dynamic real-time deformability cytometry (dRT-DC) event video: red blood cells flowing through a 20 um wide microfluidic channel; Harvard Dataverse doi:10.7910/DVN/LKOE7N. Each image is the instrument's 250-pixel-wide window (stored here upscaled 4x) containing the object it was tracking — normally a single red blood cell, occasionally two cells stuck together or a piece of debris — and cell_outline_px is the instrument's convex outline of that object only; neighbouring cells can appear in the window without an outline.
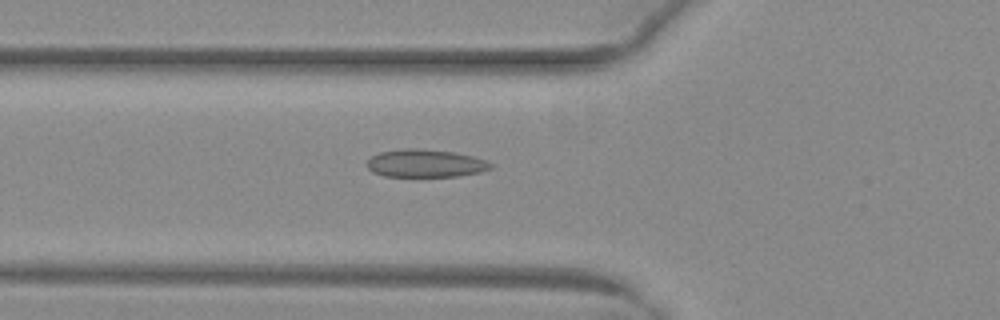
{"species": "common noctule bat (a hibernating species)", "species_latin": "Nyctalus noctula", "temperature_condition": "warm", "stored_images_in_passage": 40, "camera_frame_rate_fps": 3000, "um_per_image_px": 0.085, "animal": {"sex": "female", "body_mass_g": 29.2, "forearm_length_mm": 56.3}, "frame": {"image": 1, "passage_image": 7, "time_ms": 2.0, "image_size_px": [1000, 320], "cell_outline_px": [[496, 164], [492, 168], [480, 172], [456, 176], [384, 176], [372, 172], [364, 164], [372, 156], [380, 152], [400, 148], [416, 148], [452, 152], [472, 156]], "centroid_in_image_um": [36.13, 13.88], "position_along_channel_um": 89.7, "area_um2": 20.11}}
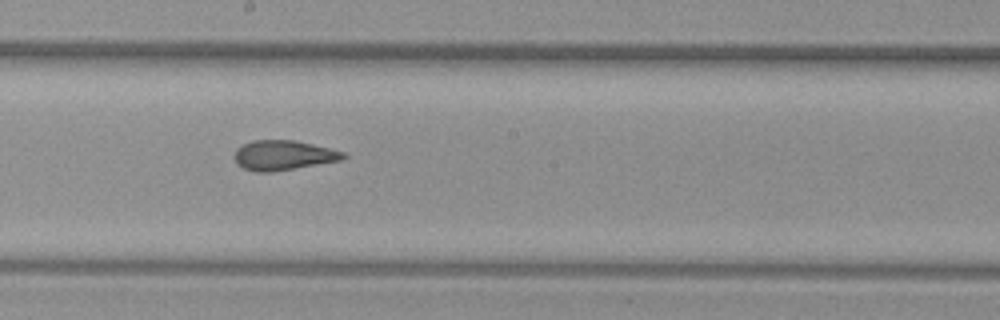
{"frame": {"image": 2, "passage_image": 17, "time_ms": 5.333, "image_size_px": [1000, 320], "cell_outline_px": [[348, 156], [340, 160], [272, 172], [256, 172], [244, 168], [236, 164], [232, 156], [236, 148], [252, 140], [292, 140], [312, 144], [344, 152]], "centroid_in_image_um": [24.02, 13.2], "position_along_channel_um": 224.2, "area_um2": 18.84}}
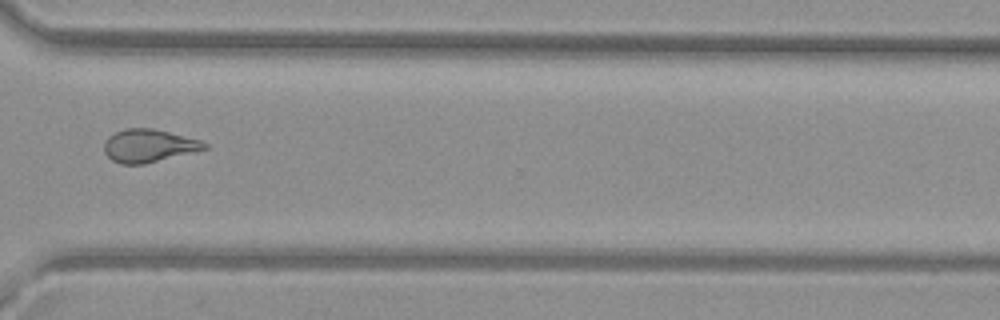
{"frame": {"image": 3, "passage_image": 27, "time_ms": 8.667, "image_size_px": [1000, 320], "cell_outline_px": [[208, 148], [196, 152], [144, 164], [120, 164], [112, 160], [104, 152], [104, 144], [108, 136], [124, 128], [152, 128], [200, 140], [208, 144]], "centroid_in_image_um": [12.64, 12.39], "position_along_channel_um": 358.0, "area_um2": 19.31}}